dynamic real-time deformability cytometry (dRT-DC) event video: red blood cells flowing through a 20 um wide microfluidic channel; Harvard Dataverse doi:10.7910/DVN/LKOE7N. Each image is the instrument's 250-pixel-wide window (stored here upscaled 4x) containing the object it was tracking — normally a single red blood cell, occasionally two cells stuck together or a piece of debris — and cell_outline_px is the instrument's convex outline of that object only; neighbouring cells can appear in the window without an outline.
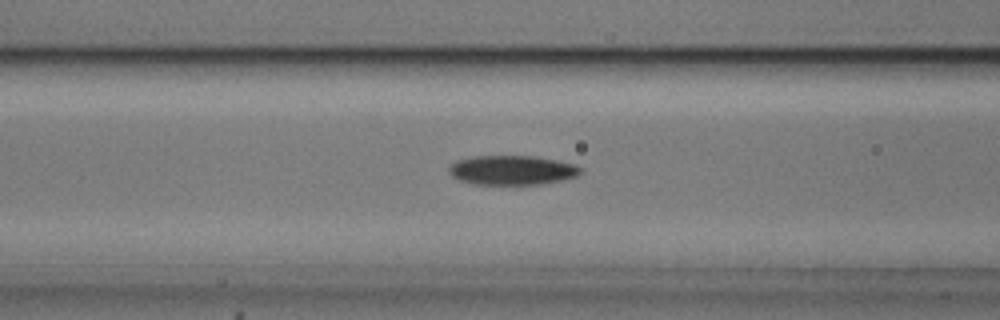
{"species": "common noctule bat (a hibernating species)", "species_latin": "Nyctalus noctula", "temperature_condition": "cold", "stored_images_in_passage": 52, "camera_frame_rate_fps": 3000, "um_per_image_px": 0.085, "animal": {"sex": "male", "body_mass_g": 20.5, "forearm_length_mm": 52.5}, "frame": {"image": 1, "passage_image": 20, "time_ms": 6.333, "image_size_px": [1000, 320], "cell_outline_px": [[580, 172], [576, 176], [560, 180], [540, 184], [472, 184], [460, 180], [452, 176], [448, 172], [448, 168], [456, 160], [472, 156], [536, 156], [576, 164], [580, 168]], "centroid_in_image_um": [43.49, 14.45], "position_along_channel_um": 123.1, "area_um2": 22.48}}
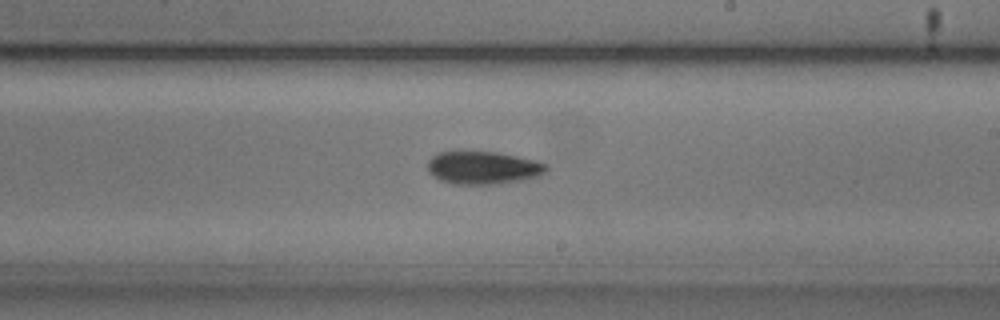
{"frame": {"image": 2, "passage_image": 30, "time_ms": 9.667, "image_size_px": [1000, 320], "cell_outline_px": [[548, 168], [540, 176], [520, 180], [496, 184], [456, 184], [440, 180], [428, 172], [428, 160], [436, 152], [456, 148], [496, 152], [536, 160], [544, 164]], "centroid_in_image_um": [40.97, 14.2], "position_along_channel_um": 248.0, "area_um2": 23.41}}
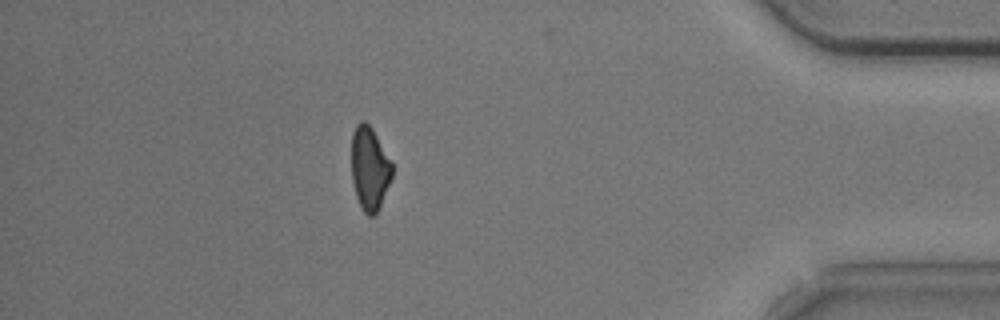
{"frame": {"image": 3, "passage_image": 46, "time_ms": 15.0, "image_size_px": [1000, 320], "cell_outline_px": [[392, 176], [380, 208], [372, 216], [368, 216], [364, 212], [356, 196], [352, 180], [352, 132], [356, 124], [360, 120], [364, 120], [372, 128], [392, 164]], "centroid_in_image_um": [31.4, 14.31], "position_along_channel_um": 403.8, "area_um2": 19.59}, "authors_computed_cell_mechanics": {"area_um2": 21.5594, "velocity_mm_per_s": 3.7444, "shape_relaxation_time_tau1_ms": 3.3129, "shape_relaxation_time_tau2_ms": null, "deformation_change_tau1": 0.1274, "deformation_change_tau2": null}}